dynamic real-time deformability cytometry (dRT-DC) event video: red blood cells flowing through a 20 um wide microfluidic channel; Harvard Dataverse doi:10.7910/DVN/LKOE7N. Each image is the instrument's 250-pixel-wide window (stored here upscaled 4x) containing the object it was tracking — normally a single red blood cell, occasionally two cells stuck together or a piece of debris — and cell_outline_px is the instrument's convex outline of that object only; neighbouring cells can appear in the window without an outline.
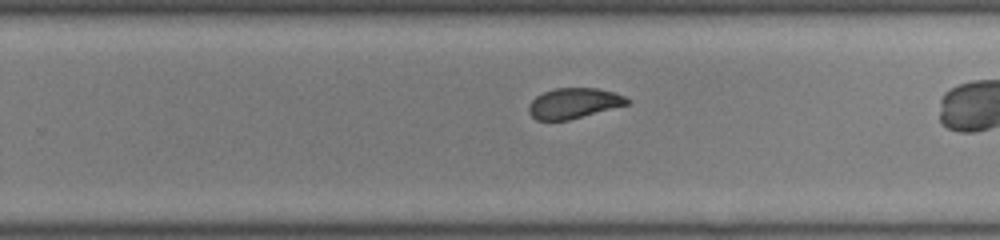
{"species": "common noctule bat (a hibernating species)", "species_latin": "Nyctalus noctula", "temperature_condition": "room temperature", "stored_images_in_passage": 26, "camera_frame_rate_fps": 3000, "um_per_image_px": 0.085, "animal": {"sex": "male", "body_mass_g": 19.0, "forearm_length_mm": 50.8}, "frame": {"image": 1, "passage_image": 19, "time_ms": 6.0, "image_size_px": [1000, 240], "cell_outline_px": [[628, 104], [568, 120], [536, 120], [528, 112], [528, 104], [536, 96], [544, 92], [556, 88], [596, 88], [612, 92], [624, 96], [628, 100]], "centroid_in_image_um": [48.71, 8.78], "position_along_channel_um": 281.1, "area_um2": 17.17}}
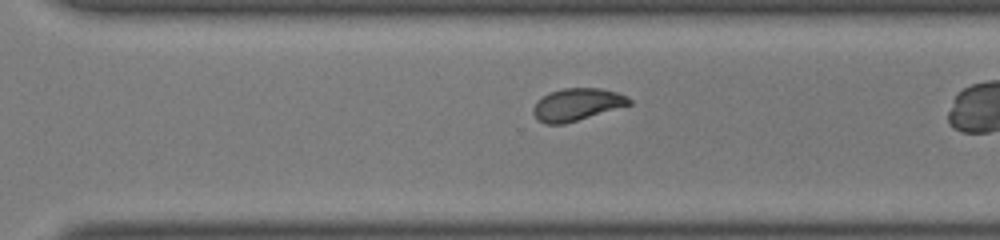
{"frame": {"image": 2, "passage_image": 22, "time_ms": 7.0, "image_size_px": [1000, 240], "cell_outline_px": [[632, 104], [564, 124], [544, 124], [532, 112], [532, 108], [536, 100], [552, 92], [564, 88], [600, 88], [616, 92], [628, 96], [632, 100]], "centroid_in_image_um": [49.05, 8.88], "position_along_channel_um": 321.6, "area_um2": 17.98}}